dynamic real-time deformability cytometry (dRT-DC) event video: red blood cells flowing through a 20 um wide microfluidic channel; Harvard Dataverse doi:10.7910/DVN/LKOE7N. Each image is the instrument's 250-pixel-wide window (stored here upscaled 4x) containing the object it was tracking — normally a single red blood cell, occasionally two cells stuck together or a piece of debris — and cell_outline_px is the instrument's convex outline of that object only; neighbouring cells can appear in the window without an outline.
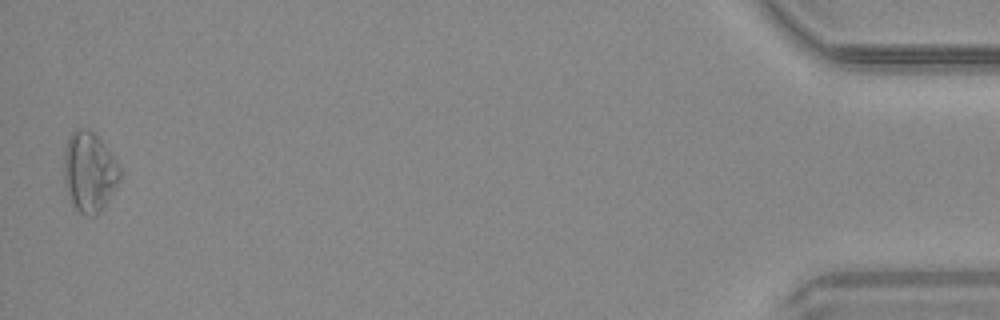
{"species": "common noctule bat (a hibernating species)", "species_latin": "Nyctalus noctula", "temperature_condition": "warm", "stored_images_in_passage": 39, "camera_frame_rate_fps": 3000, "um_per_image_px": 0.085, "animal": {"sex": "male", "body_mass_g": 20.4}, "frame": {"image": 1, "passage_image": 39, "time_ms": 12.667, "image_size_px": [1000, 320], "cell_outline_px": [[124, 172], [120, 180], [100, 212], [96, 216], [84, 216], [72, 204], [64, 180], [64, 148], [72, 132], [76, 128], [84, 128], [92, 132], [100, 140], [116, 160]], "centroid_in_image_um": [7.61, 14.63], "position_along_channel_um": 427.6, "area_um2": 26.07}}